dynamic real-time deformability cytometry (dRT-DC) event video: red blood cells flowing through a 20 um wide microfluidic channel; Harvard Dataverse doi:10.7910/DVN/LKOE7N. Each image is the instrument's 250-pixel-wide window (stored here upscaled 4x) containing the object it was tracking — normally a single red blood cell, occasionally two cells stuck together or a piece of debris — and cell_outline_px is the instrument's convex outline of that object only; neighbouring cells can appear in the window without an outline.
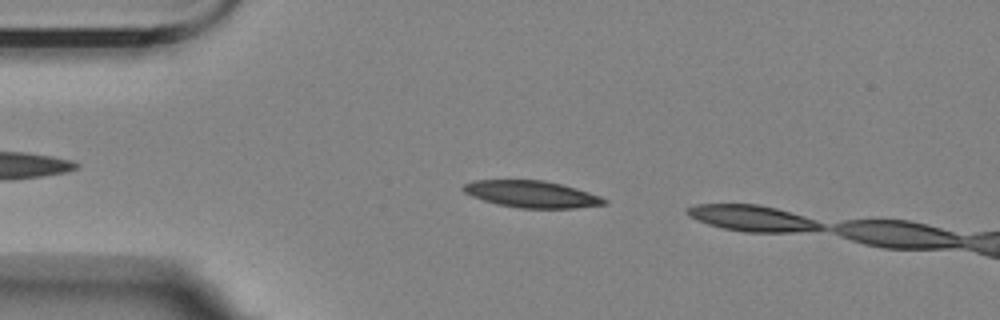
{"species": "Egyptian fruit bat (a non-hibernating species)", "species_latin": "Rousettus aegyptiacus", "temperature_condition": "room temperature", "stored_images_in_passage": 6, "camera_frame_rate_fps": 3000, "um_per_image_px": 0.085, "animal": {"sex": "female"}, "frame": {"image": 1, "passage_image": 4, "time_ms": 1.0, "image_size_px": [1000, 320], "cell_outline_px": [[608, 204], [576, 208], [520, 208], [496, 204], [472, 196], [464, 192], [460, 188], [464, 184], [472, 180], [544, 180], [576, 188], [600, 196], [608, 200]], "centroid_in_image_um": [45.19, 16.5], "position_along_channel_um": 39.8, "area_um2": 22.08}}